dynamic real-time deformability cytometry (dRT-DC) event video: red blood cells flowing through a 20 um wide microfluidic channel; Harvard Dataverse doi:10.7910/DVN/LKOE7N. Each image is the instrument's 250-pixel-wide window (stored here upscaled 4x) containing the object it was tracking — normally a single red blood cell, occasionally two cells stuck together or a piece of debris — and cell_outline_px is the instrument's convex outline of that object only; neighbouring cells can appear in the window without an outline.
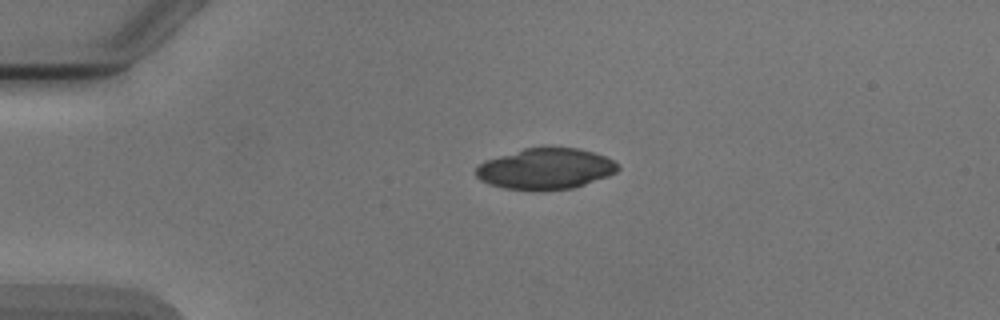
{"species": "Egyptian fruit bat (a non-hibernating species)", "species_latin": "Rousettus aegyptiacus", "temperature_condition": "cold", "stored_images_in_passage": 3, "segment_of_instrument_passage": [1, 2], "camera_frame_rate_fps": 3000, "um_per_image_px": 0.085, "animal": {"sex": "male"}, "frame": {"image": 1, "passage_image": 1, "time_ms": 0.0, "image_size_px": [1000, 320], "cell_outline_px": [[620, 168], [616, 172], [608, 176], [572, 188], [544, 192], [532, 192], [504, 188], [488, 184], [480, 180], [476, 176], [476, 168], [484, 160], [524, 148], [580, 148], [604, 156], [620, 164]], "centroid_in_image_um": [46.35, 14.38], "position_along_channel_um": 38.6, "area_um2": 34.28}}